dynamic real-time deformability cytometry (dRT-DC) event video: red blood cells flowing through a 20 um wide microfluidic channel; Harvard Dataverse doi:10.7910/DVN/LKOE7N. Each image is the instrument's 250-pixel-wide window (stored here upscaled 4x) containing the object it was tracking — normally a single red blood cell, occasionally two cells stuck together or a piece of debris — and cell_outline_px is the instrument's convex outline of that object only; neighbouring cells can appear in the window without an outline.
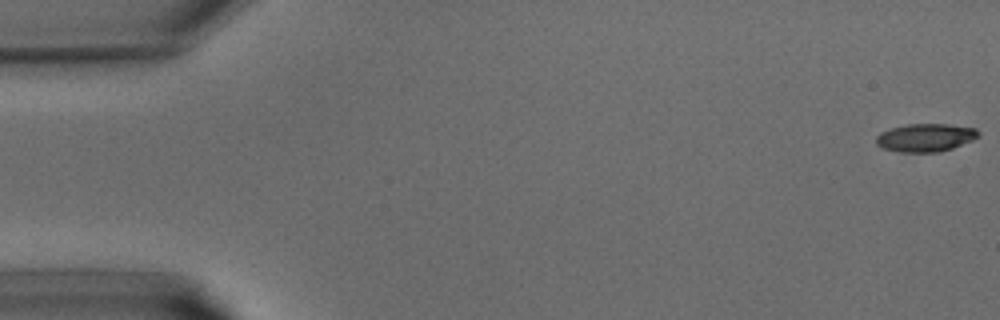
{"species": "common noctule bat (a hibernating species)", "species_latin": "Nyctalus noctula", "temperature_condition": "warm", "stored_images_in_passage": 41, "camera_frame_rate_fps": 3000, "um_per_image_px": 0.085, "animal": {"sex": "male", "body_mass_g": 15.6}, "frame": {"image": 1, "passage_image": 1, "time_ms": 0.0, "image_size_px": [1000, 320], "cell_outline_px": [[980, 136], [972, 140], [952, 148], [936, 152], [900, 152], [884, 148], [876, 144], [876, 136], [880, 132], [892, 128], [908, 124], [944, 124], [976, 128], [980, 132]], "centroid_in_image_um": [78.67, 11.69], "position_along_channel_um": 6.3, "area_um2": 16.59}}
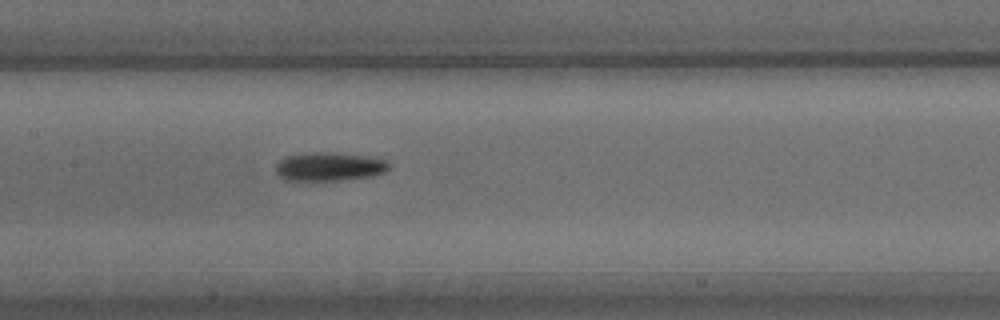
{"frame": {"image": 2, "passage_image": 20, "time_ms": 6.333, "image_size_px": [1000, 320], "cell_outline_px": [[392, 164], [384, 172], [368, 176], [340, 180], [284, 180], [276, 172], [276, 164], [280, 160], [288, 156], [316, 152], [332, 152], [368, 156], [384, 160]], "centroid_in_image_um": [27.98, 14.16], "position_along_channel_um": 179.4, "area_um2": 18.61}}
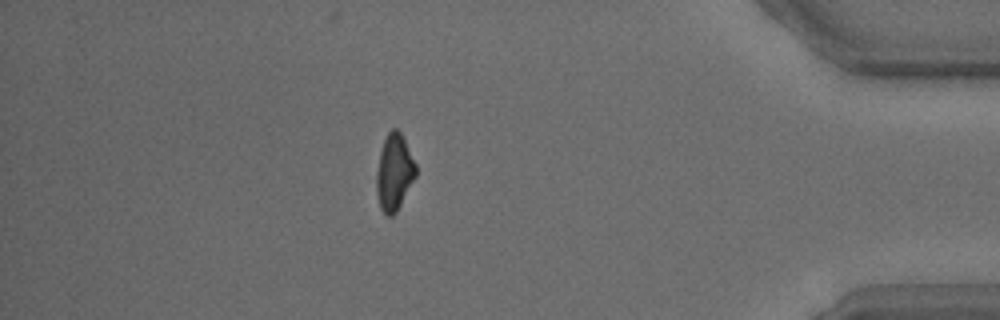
{"frame": {"image": 3, "passage_image": 36, "time_ms": 11.667, "image_size_px": [1000, 320], "cell_outline_px": [[416, 176], [396, 212], [392, 216], [388, 216], [380, 208], [376, 192], [376, 172], [380, 152], [384, 140], [388, 132], [392, 128], [396, 128], [400, 132], [416, 164]], "centroid_in_image_um": [33.5, 14.65], "position_along_channel_um": 401.7, "area_um2": 17.34}}